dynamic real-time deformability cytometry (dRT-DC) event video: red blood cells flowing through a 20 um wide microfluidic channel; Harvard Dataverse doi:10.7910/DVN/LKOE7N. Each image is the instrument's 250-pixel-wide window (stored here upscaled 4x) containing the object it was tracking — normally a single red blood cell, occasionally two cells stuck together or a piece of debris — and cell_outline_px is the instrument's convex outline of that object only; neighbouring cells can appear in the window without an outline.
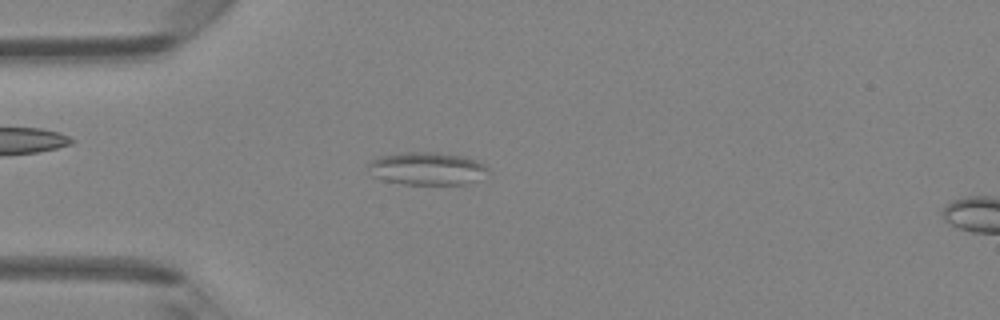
{"species": "Egyptian fruit bat (a non-hibernating species)", "species_latin": "Rousettus aegyptiacus", "temperature_condition": "room temperature", "stored_images_in_passage": 46, "camera_frame_rate_fps": 3000, "um_per_image_px": 0.085, "animal": {"sex": "female"}, "frame": {"image": 1, "passage_image": 12, "time_ms": 3.667, "image_size_px": [1000, 320], "cell_outline_px": [[488, 168], [476, 180], [468, 184], [404, 184], [384, 180], [372, 176], [368, 164], [372, 160], [380, 156], [400, 152], [436, 152], [464, 156], [476, 160], [484, 164]], "centroid_in_image_um": [36.26, 14.31], "position_along_channel_um": 48.7, "area_um2": 22.72}}
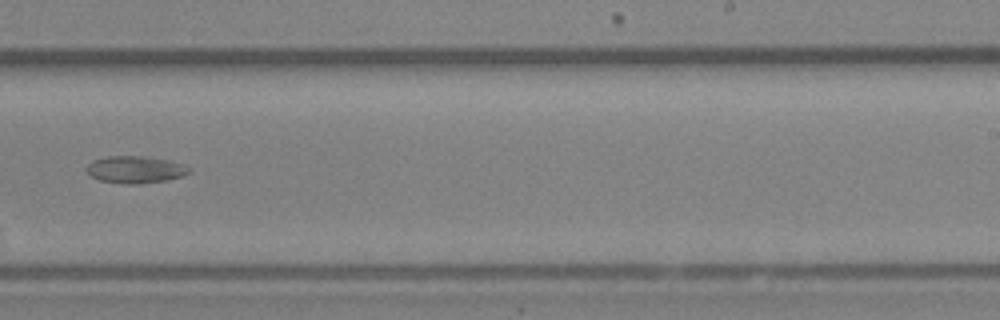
{"frame": {"image": 2, "passage_image": 29, "time_ms": 9.333, "image_size_px": [1000, 320], "cell_outline_px": [[192, 172], [184, 176], [168, 180], [140, 184], [128, 184], [100, 180], [92, 176], [88, 172], [88, 164], [92, 160], [108, 156], [140, 156], [164, 160], [184, 164], [192, 168]], "centroid_in_image_um": [11.56, 14.42], "position_along_channel_um": 277.4, "area_um2": 16.13}}
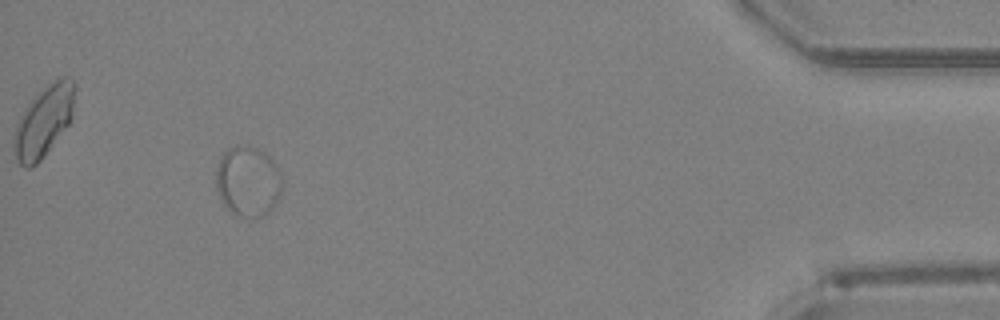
{"frame": {"image": 3, "passage_image": 43, "time_ms": 14.0, "image_size_px": [1000, 320], "cell_outline_px": [[284, 180], [280, 192], [272, 208], [264, 216], [240, 216], [232, 212], [220, 200], [216, 188], [216, 168], [220, 156], [228, 148], [236, 144], [244, 144], [256, 148], [264, 152], [272, 160], [280, 172]], "centroid_in_image_um": [21.06, 15.37], "position_along_channel_um": 414.1, "area_um2": 27.22}}